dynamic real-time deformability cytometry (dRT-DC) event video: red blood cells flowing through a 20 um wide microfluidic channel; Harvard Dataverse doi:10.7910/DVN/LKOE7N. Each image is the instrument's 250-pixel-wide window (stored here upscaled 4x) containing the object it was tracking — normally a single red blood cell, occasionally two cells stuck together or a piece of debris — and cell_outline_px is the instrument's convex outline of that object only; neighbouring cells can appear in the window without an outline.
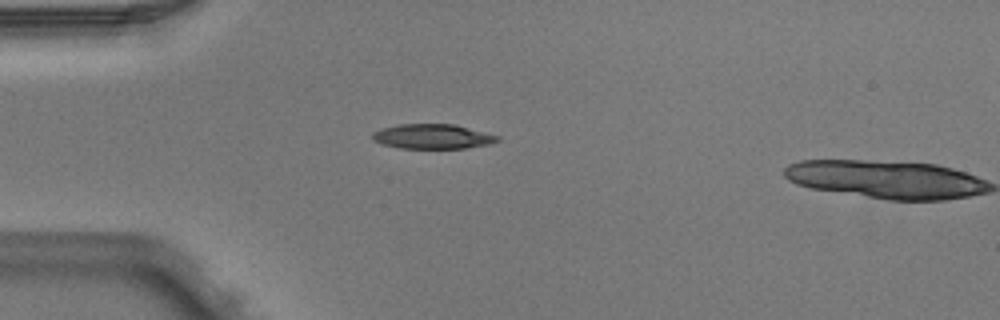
{"species": "Egyptian fruit bat (a non-hibernating species)", "species_latin": "Rousettus aegyptiacus", "temperature_condition": "warm", "stored_images_in_passage": 2, "camera_frame_rate_fps": 3000, "um_per_image_px": 0.085, "animal": {"sex": "male"}, "frame": {"image": 1, "passage_image": 1, "time_ms": 0.0, "image_size_px": [1000, 320], "cell_outline_px": [[500, 140], [488, 144], [464, 148], [400, 148], [380, 144], [372, 140], [372, 132], [380, 128], [400, 124], [452, 124], [500, 136]], "centroid_in_image_um": [36.7, 11.6], "position_along_channel_um": 48.3, "area_um2": 17.98}}